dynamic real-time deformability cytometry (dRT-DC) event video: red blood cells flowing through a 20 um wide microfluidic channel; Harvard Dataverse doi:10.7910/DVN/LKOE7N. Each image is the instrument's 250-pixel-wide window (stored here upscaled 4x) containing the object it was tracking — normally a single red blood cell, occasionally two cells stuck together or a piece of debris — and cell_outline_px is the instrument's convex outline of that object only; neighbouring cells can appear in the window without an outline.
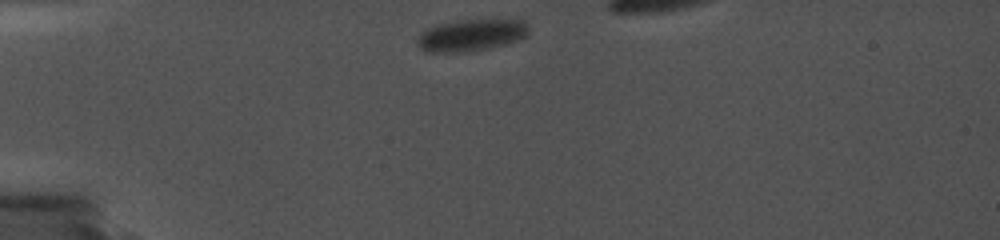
{"species": "common noctule bat (a hibernating species)", "species_latin": "Nyctalus noctula", "temperature_condition": "cold", "stored_images_in_passage": 16, "segment_of_instrument_passage": [1, 2], "camera_frame_rate_fps": 5000, "um_per_image_px": 0.085, "animal": {"sex": "female", "body_mass_g": 19.0, "forearm_length_mm": 56.7}, "frame": {"image": 1, "passage_image": 1, "time_ms": 0.0, "image_size_px": [1000, 240], "cell_outline_px": [[528, 32], [524, 36], [516, 40], [504, 44], [484, 48], [456, 52], [428, 52], [420, 48], [416, 40], [420, 32], [436, 24], [456, 20], [524, 20], [528, 28]], "centroid_in_image_um": [39.98, 2.97], "position_along_channel_um": 45.0, "area_um2": 20.29}}
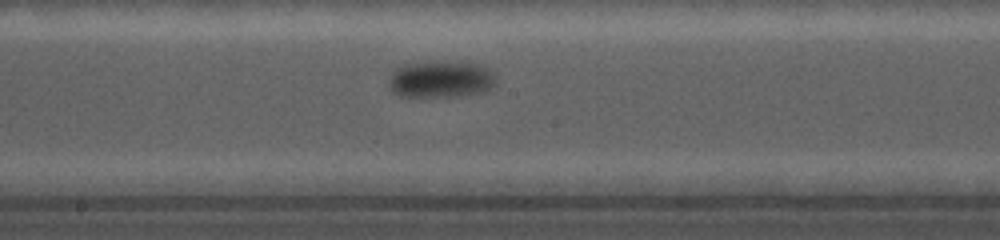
{"frame": {"image": 2, "passage_image": 11, "time_ms": 6.0, "image_size_px": [1000, 240], "cell_outline_px": [[492, 84], [484, 92], [460, 96], [400, 96], [392, 92], [392, 72], [396, 68], [404, 64], [428, 60], [448, 60], [480, 64], [488, 68], [492, 72]], "centroid_in_image_um": [37.46, 6.69], "position_along_channel_um": 210.7, "area_um2": 23.0}}
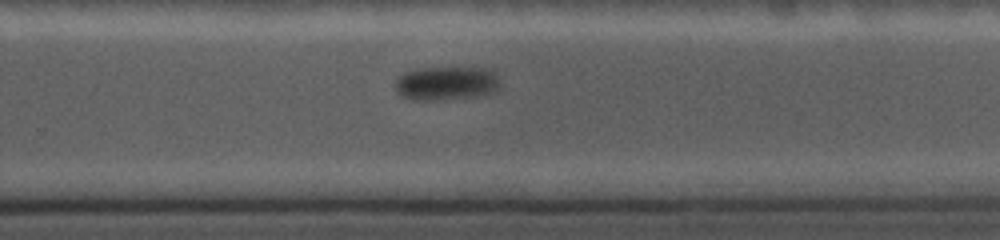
{"frame": {"image": 3, "passage_image": 15, "time_ms": 8.4, "image_size_px": [1000, 240], "cell_outline_px": [[500, 84], [496, 92], [444, 100], [420, 100], [404, 96], [396, 88], [396, 80], [400, 76], [408, 72], [420, 68], [488, 68], [496, 72]], "centroid_in_image_um": [38.01, 7.07], "position_along_channel_um": 291.8, "area_um2": 20.29}}